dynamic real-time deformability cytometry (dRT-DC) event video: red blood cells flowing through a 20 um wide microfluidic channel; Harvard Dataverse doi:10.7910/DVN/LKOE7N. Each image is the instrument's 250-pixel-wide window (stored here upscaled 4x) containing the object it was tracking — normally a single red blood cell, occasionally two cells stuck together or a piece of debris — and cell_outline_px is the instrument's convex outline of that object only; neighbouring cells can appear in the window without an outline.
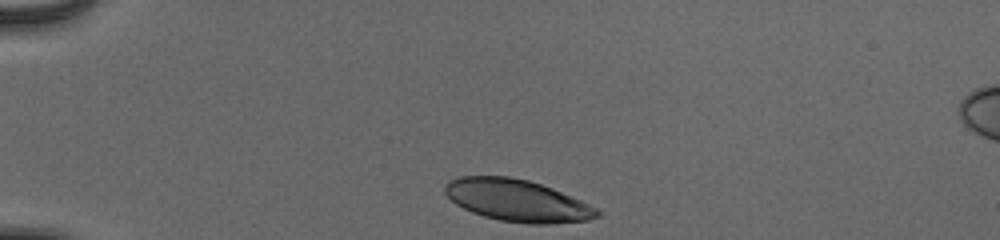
{"species": "human", "species_latin": "Homo sapiens", "temperature_condition": "cold", "stored_images_in_passage": 34, "camera_frame_rate_fps": 3000, "um_per_image_px": 0.085, "donor": {"sex": "male"}, "frame": {"image": 1, "passage_image": 1, "time_ms": 0.0, "image_size_px": [1000, 240], "cell_outline_px": [[600, 216], [588, 220], [552, 224], [528, 224], [500, 220], [484, 216], [472, 212], [456, 204], [444, 192], [444, 184], [448, 180], [460, 176], [508, 176], [528, 180], [552, 188], [580, 200], [596, 208], [600, 212]], "centroid_in_image_um": [43.94, 17.04], "position_along_channel_um": 41.1, "area_um2": 37.11}}
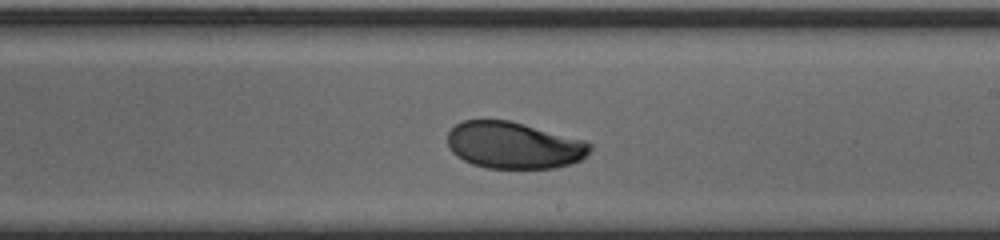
{"frame": {"image": 2, "passage_image": 21, "time_ms": 6.667, "image_size_px": [1000, 240], "cell_outline_px": [[592, 148], [580, 160], [572, 164], [552, 168], [488, 168], [472, 164], [456, 156], [448, 148], [448, 132], [456, 124], [464, 120], [508, 120], [524, 124], [584, 140], [592, 144]], "centroid_in_image_um": [43.66, 12.35], "position_along_channel_um": 245.3, "area_um2": 38.73}}
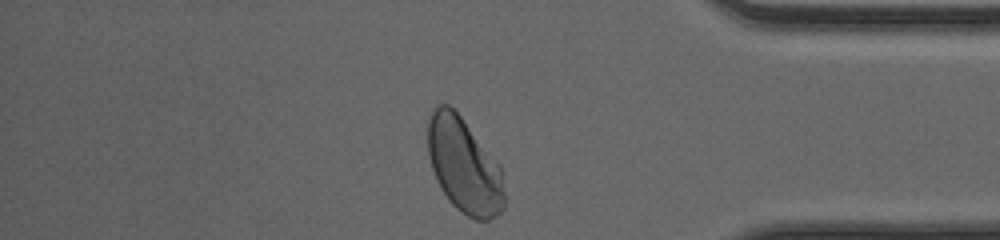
{"frame": {"image": 3, "passage_image": 34, "time_ms": 11.0, "image_size_px": [1000, 240], "cell_outline_px": [[504, 208], [496, 216], [488, 220], [476, 220], [460, 212], [448, 200], [440, 188], [436, 180], [428, 156], [428, 120], [432, 112], [440, 104], [448, 104], [460, 116], [500, 164], [504, 192]], "centroid_in_image_um": [39.45, 14.11], "position_along_channel_um": 395.8, "area_um2": 42.25}, "authors_computed_cell_mechanics": {"area_um2": 39.6508, "velocity_mm_per_s": 3.858, "shape_relaxation_time_tau1_ms": 2.7146, "shape_relaxation_time_tau2_ms": 0.8177, "deformation_change_tau1": 0.1136, "deformation_change_tau2": 0.0307}}